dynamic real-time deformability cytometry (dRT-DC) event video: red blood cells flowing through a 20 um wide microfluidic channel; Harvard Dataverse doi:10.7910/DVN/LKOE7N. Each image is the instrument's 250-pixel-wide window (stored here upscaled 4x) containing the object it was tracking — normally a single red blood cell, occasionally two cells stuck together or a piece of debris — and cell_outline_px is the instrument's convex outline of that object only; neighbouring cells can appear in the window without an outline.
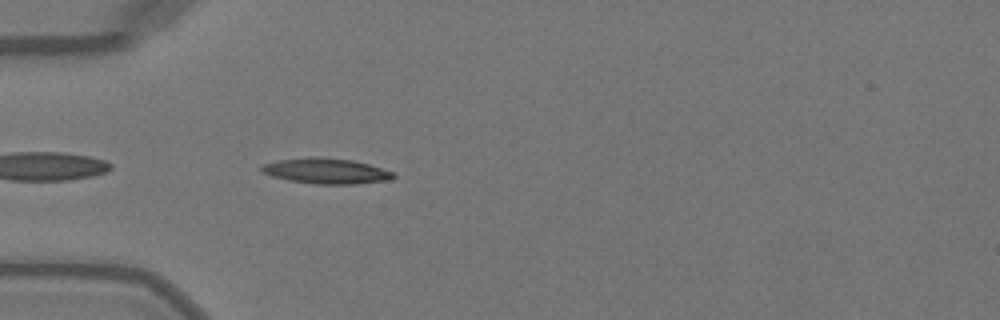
{"species": "Egyptian fruit bat (a non-hibernating species)", "species_latin": "Rousettus aegyptiacus", "temperature_condition": "warm", "stored_images_in_passage": 37, "camera_frame_rate_fps": 3000, "um_per_image_px": 0.085, "animal": {"sex": "female"}, "frame": {"image": 1, "passage_image": 2, "time_ms": 0.333, "image_size_px": [1000, 320], "cell_outline_px": [[396, 176], [392, 180], [356, 184], [316, 184], [288, 180], [272, 176], [264, 172], [260, 168], [264, 164], [280, 160], [308, 156], [316, 156], [352, 160], [368, 164], [396, 172]], "centroid_in_image_um": [27.79, 14.53], "position_along_channel_um": 57.2, "area_um2": 19.71}}
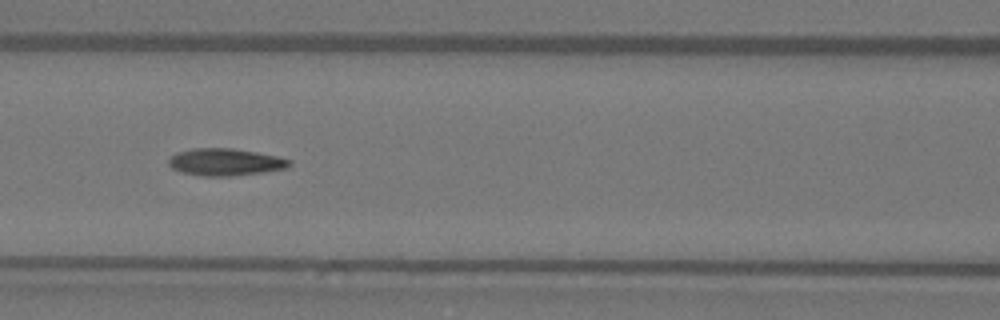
{"frame": {"image": 2, "passage_image": 9, "time_ms": 2.667, "image_size_px": [1000, 320], "cell_outline_px": [[292, 164], [288, 168], [264, 172], [236, 176], [204, 176], [180, 172], [172, 168], [168, 164], [168, 160], [176, 152], [192, 148], [232, 148], [256, 152], [276, 156], [292, 160]], "centroid_in_image_um": [19.16, 13.78], "position_along_channel_um": 147.4, "area_um2": 19.31}}
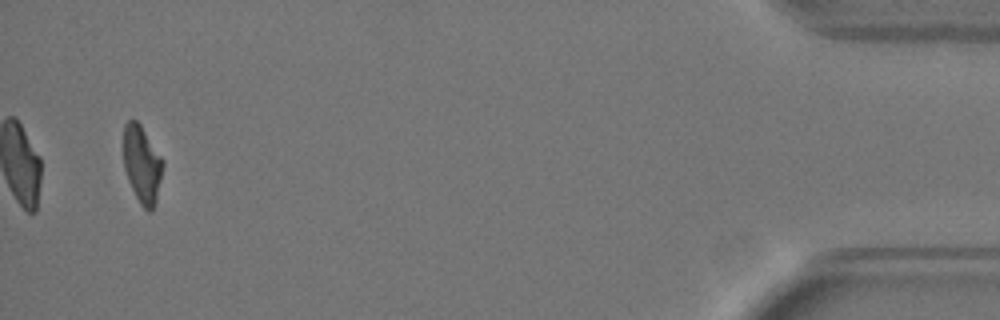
{"frame": {"image": 3, "passage_image": 35, "time_ms": 11.333, "image_size_px": [1000, 320], "cell_outline_px": [[164, 164], [156, 204], [152, 212], [148, 212], [140, 204], [128, 180], [124, 168], [124, 124], [128, 120], [136, 120], [140, 124], [164, 160]], "centroid_in_image_um": [12.09, 14.0], "position_along_channel_um": 423.1, "area_um2": 17.86}, "authors_computed_cell_mechanics": {"area_um2": 18.6694, "velocity_mm_per_s": 4.0904, "shape_relaxation_time_tau1_ms": 4.6253, "shape_relaxation_time_tau2_ms": 4.0162, "deformation_change_tau1": 0.2, "deformation_change_tau2": 0.0984}}